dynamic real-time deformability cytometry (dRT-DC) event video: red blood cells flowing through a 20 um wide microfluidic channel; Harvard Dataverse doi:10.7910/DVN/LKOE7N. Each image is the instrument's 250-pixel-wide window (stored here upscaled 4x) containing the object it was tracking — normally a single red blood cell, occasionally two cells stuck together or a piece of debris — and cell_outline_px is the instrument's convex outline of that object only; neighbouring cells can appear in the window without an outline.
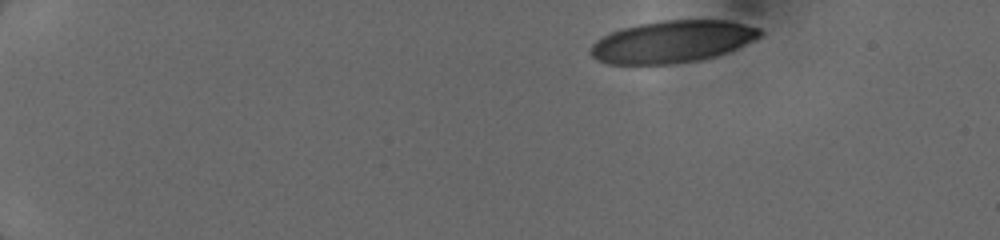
{"species": "human", "species_latin": "Homo sapiens", "temperature_condition": "cold", "stored_images_in_passage": 9, "camera_frame_rate_fps": 3000, "um_per_image_px": 0.085, "donor": {"sex": "female"}, "frame": {"image": 1, "passage_image": 1, "time_ms": 0.0, "image_size_px": [1000, 240], "cell_outline_px": [[764, 32], [760, 36], [736, 48], [716, 56], [700, 60], [668, 64], [608, 64], [596, 60], [588, 52], [592, 44], [596, 40], [620, 28], [660, 20], [728, 20], [760, 28]], "centroid_in_image_um": [57.11, 3.54], "position_along_channel_um": 27.9, "area_um2": 41.5}}
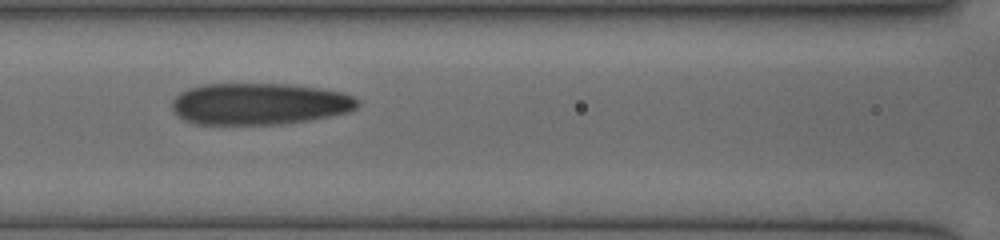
{"frame": {"image": 2, "passage_image": 6, "time_ms": 5.667, "image_size_px": [1000, 240], "cell_outline_px": [[360, 104], [356, 108], [348, 112], [308, 120], [280, 124], [196, 124], [184, 120], [172, 108], [172, 100], [180, 92], [188, 88], [200, 84], [292, 84], [340, 92], [352, 96]], "centroid_in_image_um": [22.0, 8.82], "position_along_channel_um": 144.6, "area_um2": 44.85}}
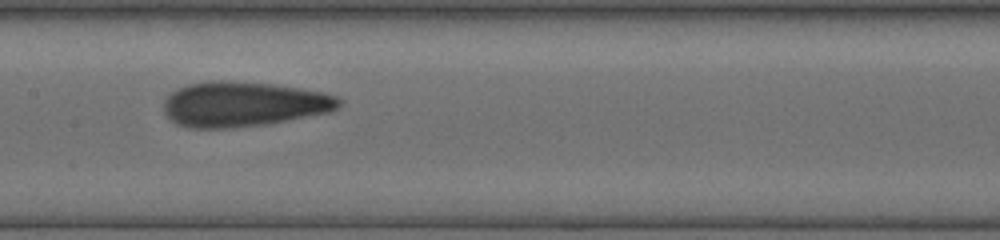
{"frame": {"image": 3, "passage_image": 8, "time_ms": 6.667, "image_size_px": [1000, 240], "cell_outline_px": [[344, 104], [332, 112], [268, 124], [232, 128], [188, 128], [176, 124], [164, 112], [164, 100], [172, 92], [188, 84], [208, 80], [228, 80], [272, 84], [300, 88], [324, 92], [336, 96], [344, 100]], "centroid_in_image_um": [20.74, 8.85], "position_along_channel_um": 186.7, "area_um2": 46.53}}